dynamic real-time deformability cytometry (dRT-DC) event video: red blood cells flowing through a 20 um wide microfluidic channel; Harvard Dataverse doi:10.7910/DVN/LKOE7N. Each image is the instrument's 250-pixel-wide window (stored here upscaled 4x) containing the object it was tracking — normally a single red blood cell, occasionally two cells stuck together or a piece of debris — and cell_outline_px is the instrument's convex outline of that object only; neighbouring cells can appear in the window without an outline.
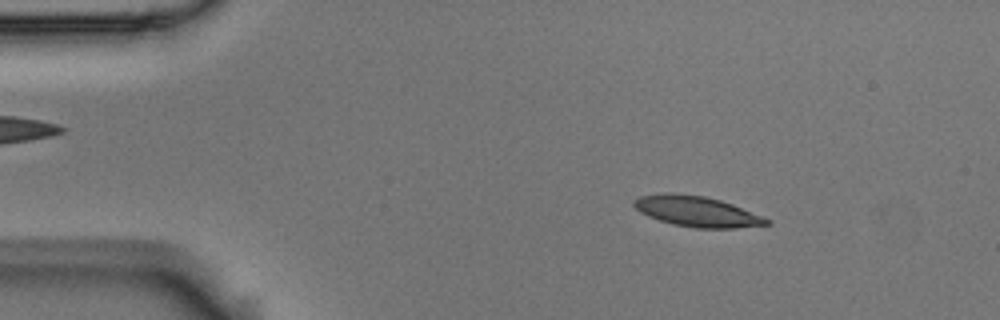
{"species": "Egyptian fruit bat (a non-hibernating species)", "species_latin": "Rousettus aegyptiacus", "temperature_condition": "room temperature", "stored_images_in_passage": 55, "camera_frame_rate_fps": 3000, "um_per_image_px": 0.085, "animal": {"sex": "male"}, "frame": {"image": 1, "passage_image": 8, "time_ms": 2.333, "image_size_px": [1000, 320], "cell_outline_px": [[772, 224], [736, 228], [696, 228], [672, 224], [648, 216], [640, 212], [632, 204], [632, 200], [640, 196], [704, 196], [720, 200], [732, 204], [764, 216], [772, 220]], "centroid_in_image_um": [59.35, 18.03], "position_along_channel_um": 25.7, "area_um2": 22.77}}
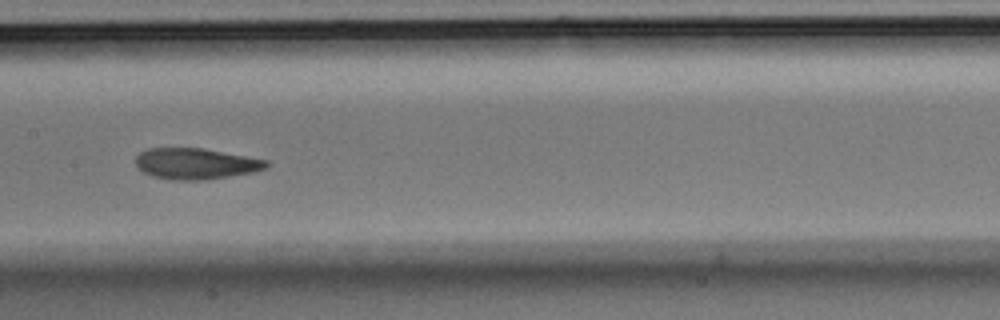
{"frame": {"image": 2, "passage_image": 27, "time_ms": 8.667, "image_size_px": [1000, 320], "cell_outline_px": [[268, 168], [256, 172], [204, 180], [168, 180], [152, 176], [136, 168], [136, 156], [140, 152], [148, 148], [204, 148], [268, 160]], "centroid_in_image_um": [16.64, 13.92], "position_along_channel_um": 190.8, "area_um2": 23.93}}
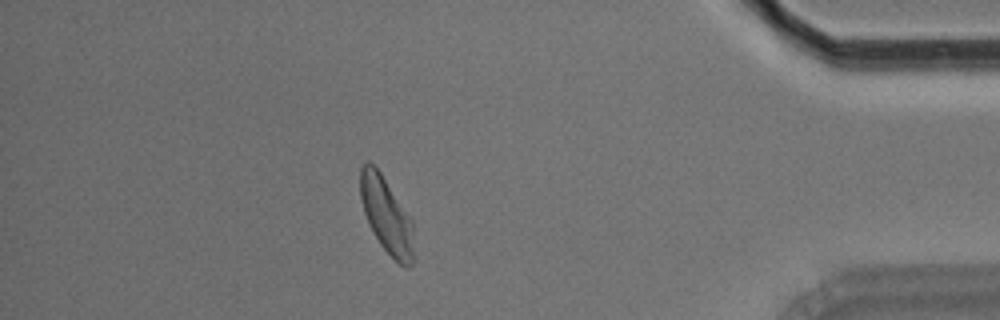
{"frame": {"image": 3, "passage_image": 48, "time_ms": 15.667, "image_size_px": [1000, 320], "cell_outline_px": [[412, 264], [408, 268], [404, 268], [380, 244], [372, 232], [368, 224], [364, 212], [360, 196], [360, 168], [368, 160], [380, 172], [412, 220]], "centroid_in_image_um": [32.82, 18.29], "position_along_channel_um": 402.4, "area_um2": 23.18}, "authors_computed_cell_mechanics": {"area_um2": 23.698, "velocity_mm_per_s": 3.6248, "shape_relaxation_time_tau1_ms": 4.1977, "shape_relaxation_time_tau2_ms": 2.5978, "deformation_change_tau1": 0.1488, "deformation_change_tau2": 0.0836}}